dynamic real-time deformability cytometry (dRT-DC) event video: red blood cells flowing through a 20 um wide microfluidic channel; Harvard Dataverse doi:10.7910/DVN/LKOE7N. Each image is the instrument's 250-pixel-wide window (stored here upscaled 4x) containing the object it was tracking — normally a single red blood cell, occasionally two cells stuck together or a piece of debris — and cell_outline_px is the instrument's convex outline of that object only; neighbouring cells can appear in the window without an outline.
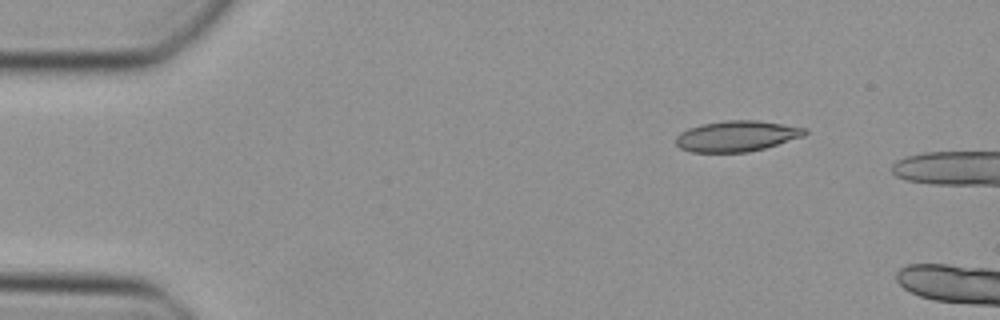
{"species": "Egyptian fruit bat (a non-hibernating species)", "species_latin": "Rousettus aegyptiacus", "temperature_condition": "cold", "stored_images_in_passage": 31, "camera_frame_rate_fps": 3000, "um_per_image_px": 0.085, "animal": {"sex": "female"}, "frame": {"image": 1, "passage_image": 1, "time_ms": 0.0, "image_size_px": [1000, 320], "cell_outline_px": [[808, 132], [804, 136], [764, 148], [748, 152], [692, 152], [680, 148], [676, 144], [676, 136], [680, 132], [688, 128], [700, 124], [724, 120], [756, 120], [784, 124], [808, 128]], "centroid_in_image_um": [62.62, 11.56], "position_along_channel_um": 22.4, "area_um2": 23.24}}
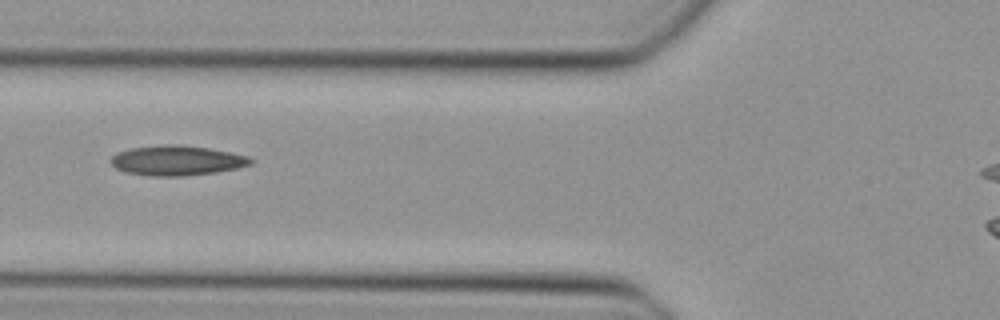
{"frame": {"image": 2, "passage_image": 13, "time_ms": 4.0, "image_size_px": [1000, 320], "cell_outline_px": [[256, 160], [252, 164], [236, 168], [216, 172], [184, 176], [152, 176], [128, 172], [116, 168], [108, 160], [116, 152], [132, 148], [164, 144], [180, 144], [208, 148], [248, 156]], "centroid_in_image_um": [15.04, 13.63], "position_along_channel_um": 110.8, "area_um2": 24.39}}
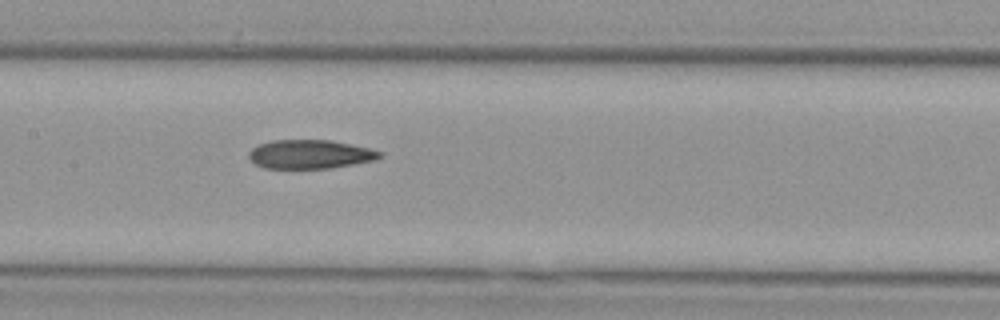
{"frame": {"image": 3, "passage_image": 18, "time_ms": 5.667, "image_size_px": [1000, 320], "cell_outline_px": [[384, 156], [376, 160], [328, 168], [264, 168], [256, 164], [248, 156], [248, 152], [256, 144], [272, 140], [328, 140], [368, 148], [384, 152]], "centroid_in_image_um": [26.34, 13.11], "position_along_channel_um": 181.1, "area_um2": 21.96}}